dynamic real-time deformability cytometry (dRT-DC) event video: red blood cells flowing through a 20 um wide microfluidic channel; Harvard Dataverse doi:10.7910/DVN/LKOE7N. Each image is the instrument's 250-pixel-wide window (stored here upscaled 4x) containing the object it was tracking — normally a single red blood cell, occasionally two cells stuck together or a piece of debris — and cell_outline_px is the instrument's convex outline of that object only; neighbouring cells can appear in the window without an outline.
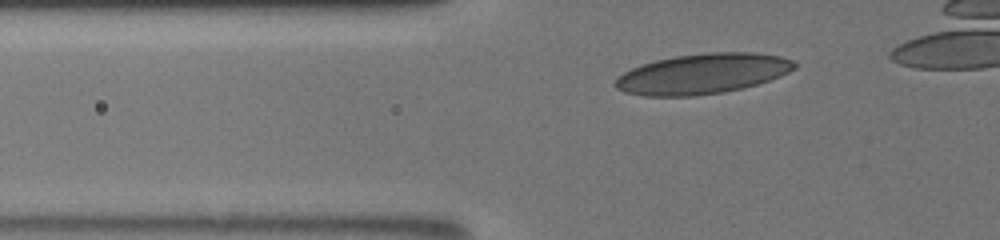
{"species": "human", "species_latin": "Homo sapiens", "temperature_condition": "room temperature", "stored_images_in_passage": 36, "camera_frame_rate_fps": 3000, "um_per_image_px": 0.085, "donor": {"sex": "male"}, "frame": {"image": 1, "passage_image": 6, "time_ms": 1.667, "image_size_px": [1000, 240], "cell_outline_px": [[796, 68], [780, 76], [756, 84], [724, 92], [692, 96], [644, 96], [624, 92], [616, 88], [612, 84], [616, 76], [632, 68], [656, 60], [676, 56], [708, 52], [752, 52], [780, 56], [792, 60], [796, 64]], "centroid_in_image_um": [59.68, 6.27], "position_along_channel_um": 66.1, "area_um2": 41.96}}
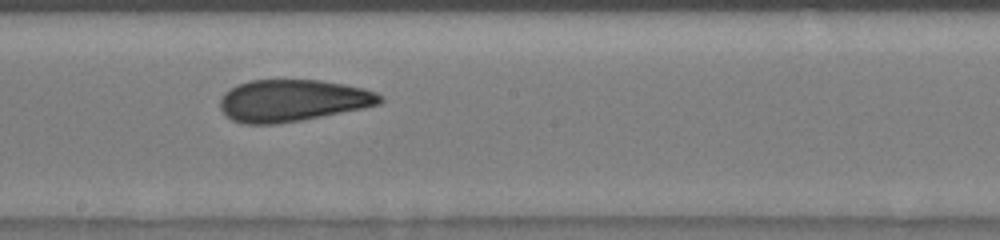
{"frame": {"image": 2, "passage_image": 19, "time_ms": 6.0, "image_size_px": [1000, 240], "cell_outline_px": [[384, 100], [380, 104], [364, 108], [300, 120], [276, 124], [244, 124], [232, 120], [220, 108], [220, 100], [224, 92], [236, 84], [248, 80], [320, 80], [344, 84], [364, 88], [376, 92]], "centroid_in_image_um": [24.85, 8.54], "position_along_channel_um": 223.3, "area_um2": 39.07}}
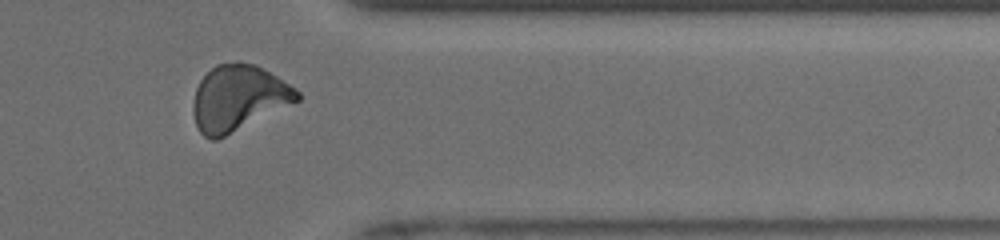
{"frame": {"image": 3, "passage_image": 32, "time_ms": 10.333, "image_size_px": [1000, 240], "cell_outline_px": [[300, 100], [216, 140], [212, 140], [204, 136], [200, 132], [196, 124], [192, 112], [192, 104], [196, 88], [200, 80], [216, 64], [236, 60], [240, 60], [256, 64], [276, 76], [300, 92]], "centroid_in_image_um": [20.23, 8.3], "position_along_channel_um": 391.2, "area_um2": 39.77}}